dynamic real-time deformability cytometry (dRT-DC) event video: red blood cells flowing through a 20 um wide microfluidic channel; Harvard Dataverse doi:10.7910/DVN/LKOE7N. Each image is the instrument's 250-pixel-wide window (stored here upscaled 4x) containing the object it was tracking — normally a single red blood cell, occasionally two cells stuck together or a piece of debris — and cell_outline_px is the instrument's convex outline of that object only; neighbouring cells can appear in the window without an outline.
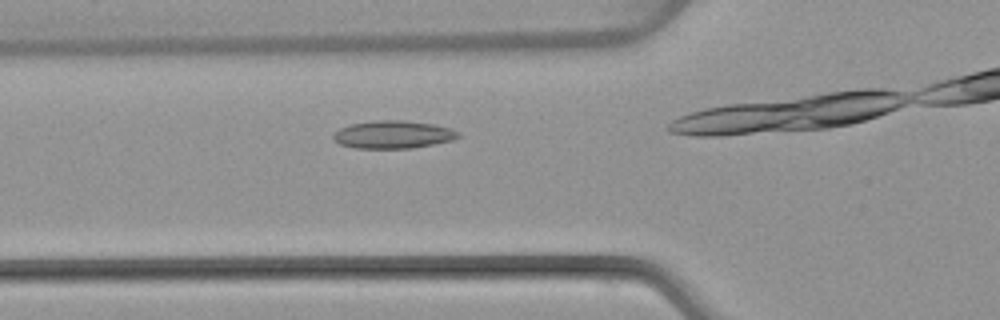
{"species": "common noctule bat (a hibernating species)", "species_latin": "Nyctalus noctula", "temperature_condition": "warm", "stored_images_in_passage": 26, "camera_frame_rate_fps": 3000, "um_per_image_px": 0.085, "animal": {"sex": "female", "body_mass_g": 22.7, "forearm_length_mm": 54.2}, "frame": {"image": 1, "passage_image": 5, "time_ms": 1.333, "image_size_px": [1000, 320], "cell_outline_px": [[460, 136], [452, 140], [412, 148], [356, 148], [340, 144], [332, 136], [340, 128], [348, 124], [376, 120], [400, 120], [436, 124], [452, 128], [460, 132]], "centroid_in_image_um": [33.44, 11.42], "position_along_channel_um": 92.4, "area_um2": 20.23}}
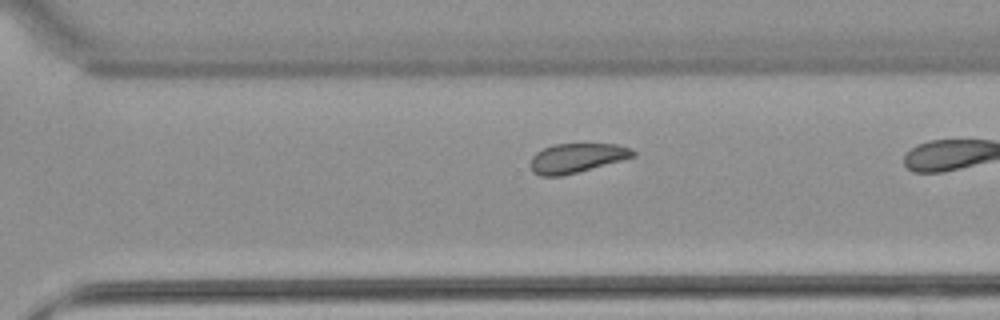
{"frame": {"image": 2, "passage_image": 22, "time_ms": 7.0, "image_size_px": [1000, 320], "cell_outline_px": [[636, 156], [576, 172], [560, 176], [540, 176], [532, 172], [528, 164], [532, 156], [536, 152], [552, 144], [616, 144], [632, 148], [636, 152]], "centroid_in_image_um": [48.98, 13.42], "position_along_channel_um": 321.6, "area_um2": 17.57}}